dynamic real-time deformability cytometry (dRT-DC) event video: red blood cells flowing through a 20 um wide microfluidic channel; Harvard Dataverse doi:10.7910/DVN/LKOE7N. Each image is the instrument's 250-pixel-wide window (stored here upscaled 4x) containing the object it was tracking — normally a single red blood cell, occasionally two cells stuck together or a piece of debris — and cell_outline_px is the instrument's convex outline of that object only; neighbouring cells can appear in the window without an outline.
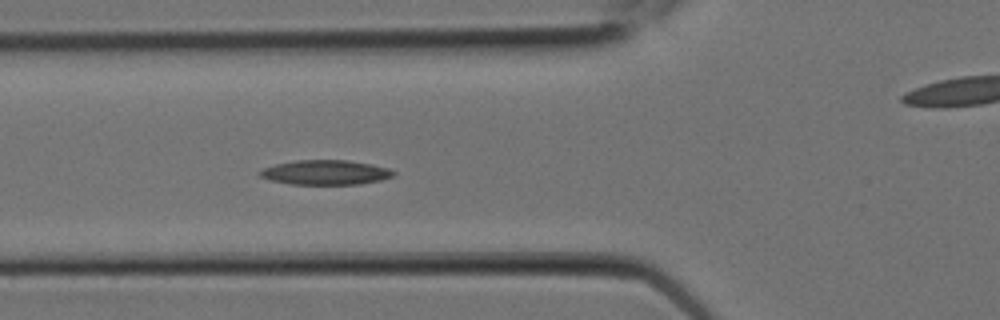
{"species": "Egyptian fruit bat (a non-hibernating species)", "species_latin": "Rousettus aegyptiacus", "temperature_condition": "room temperature", "stored_images_in_passage": 7, "segment_of_instrument_passage": [1, 2], "camera_frame_rate_fps": 3000, "um_per_image_px": 0.085, "animal": {"sex": "female"}, "frame": {"image": 1, "passage_image": 6, "time_ms": 1.667, "image_size_px": [1000, 320], "cell_outline_px": [[396, 172], [392, 176], [380, 180], [360, 184], [292, 184], [272, 180], [260, 176], [256, 172], [264, 168], [276, 164], [296, 160], [348, 160], [372, 164], [388, 168]], "centroid_in_image_um": [27.67, 14.65], "position_along_channel_um": 98.1, "area_um2": 19.07}}